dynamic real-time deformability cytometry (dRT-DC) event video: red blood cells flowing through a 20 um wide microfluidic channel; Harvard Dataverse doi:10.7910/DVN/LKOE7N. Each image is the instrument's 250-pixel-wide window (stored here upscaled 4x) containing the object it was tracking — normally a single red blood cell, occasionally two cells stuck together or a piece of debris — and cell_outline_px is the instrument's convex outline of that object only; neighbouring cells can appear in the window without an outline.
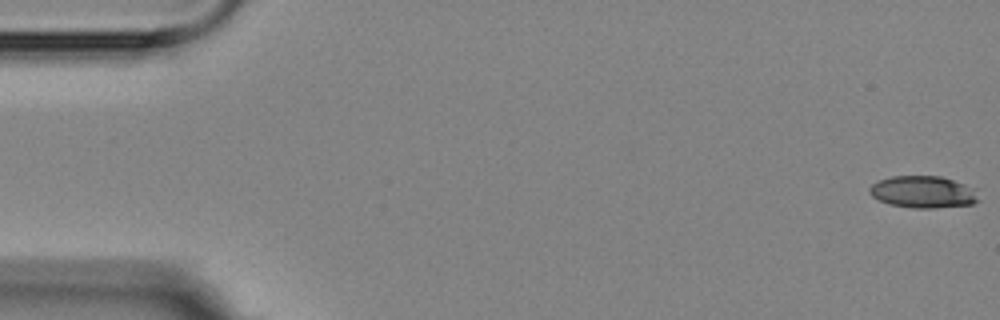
{"species": "Egyptian fruit bat (a non-hibernating species)", "species_latin": "Rousettus aegyptiacus", "temperature_condition": "room temperature", "stored_images_in_passage": 6, "camera_frame_rate_fps": 3000, "um_per_image_px": 0.085, "animal": {"sex": "female"}, "frame": {"image": 1, "passage_image": 1, "time_ms": 0.0, "image_size_px": [1000, 320], "cell_outline_px": [[980, 200], [972, 204], [932, 208], [912, 208], [892, 204], [880, 200], [872, 196], [868, 192], [868, 188], [872, 184], [880, 180], [892, 176], [940, 176], [952, 180], [960, 184]], "centroid_in_image_um": [78.33, 16.32], "position_along_channel_um": 6.7, "area_um2": 19.54}}
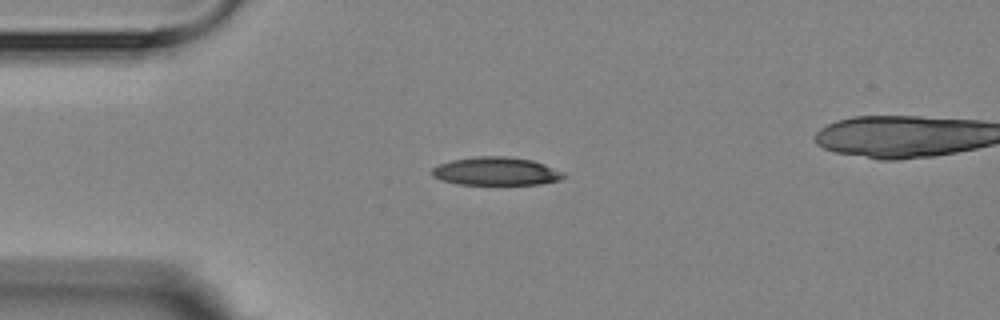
{"frame": {"image": 2, "passage_image": 4, "time_ms": 4.333, "image_size_px": [1000, 320], "cell_outline_px": [[564, 176], [560, 180], [540, 184], [460, 184], [440, 180], [432, 176], [432, 168], [440, 164], [452, 160], [480, 156], [504, 156], [532, 160], [544, 164], [564, 172]], "centroid_in_image_um": [42.16, 14.56], "position_along_channel_um": 42.8, "area_um2": 21.44}}
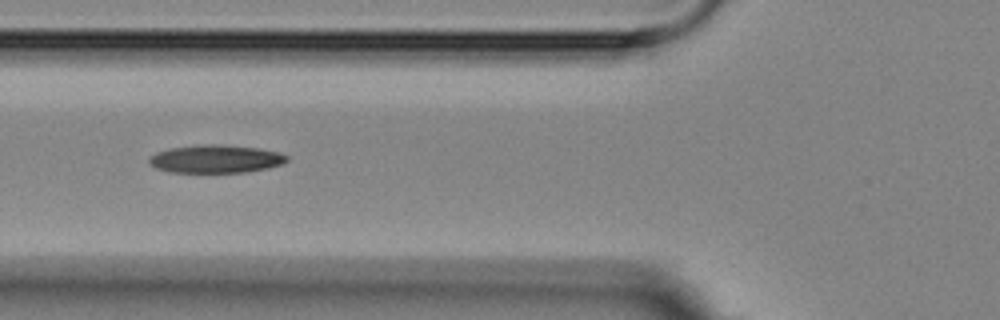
{"frame": {"image": 3, "passage_image": 6, "time_ms": 6.667, "image_size_px": [1000, 320], "cell_outline_px": [[288, 160], [280, 164], [268, 168], [248, 172], [168, 172], [156, 168], [148, 160], [156, 152], [172, 148], [204, 144], [212, 144], [260, 148], [280, 152], [288, 156]], "centroid_in_image_um": [18.37, 13.51], "position_along_channel_um": 107.4, "area_um2": 22.31}}